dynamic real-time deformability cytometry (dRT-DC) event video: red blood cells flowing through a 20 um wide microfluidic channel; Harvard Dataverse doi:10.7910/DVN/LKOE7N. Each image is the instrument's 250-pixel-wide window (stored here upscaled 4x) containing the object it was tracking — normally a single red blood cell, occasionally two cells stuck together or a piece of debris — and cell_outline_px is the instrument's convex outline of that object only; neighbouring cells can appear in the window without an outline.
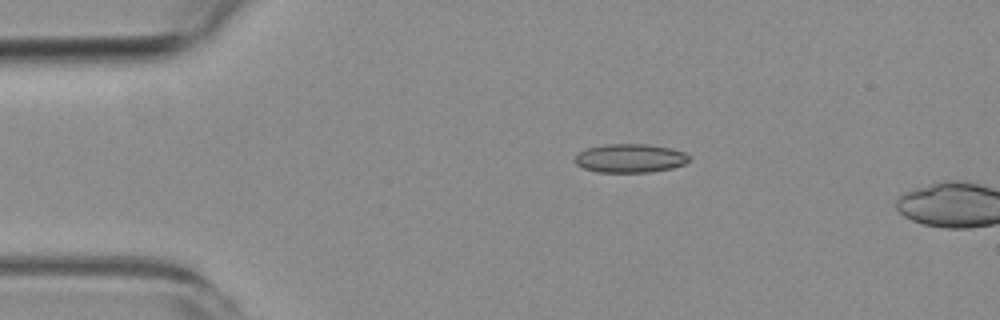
{"species": "common noctule bat (a hibernating species)", "species_latin": "Nyctalus noctula", "temperature_condition": "room temperature", "stored_images_in_passage": 2, "camera_frame_rate_fps": 3000, "um_per_image_px": 0.085, "animal": {"sex": "female", "body_mass_g": 19.3, "forearm_length_mm": 54.1}, "frame": {"image": 1, "passage_image": 1, "time_ms": 0.0, "image_size_px": [1000, 320], "cell_outline_px": [[692, 160], [684, 164], [672, 168], [648, 172], [596, 172], [584, 168], [576, 164], [572, 160], [580, 152], [588, 148], [608, 144], [648, 144], [672, 148], [684, 152]], "centroid_in_image_um": [53.57, 13.45], "position_along_channel_um": 31.4, "area_um2": 19.13}}